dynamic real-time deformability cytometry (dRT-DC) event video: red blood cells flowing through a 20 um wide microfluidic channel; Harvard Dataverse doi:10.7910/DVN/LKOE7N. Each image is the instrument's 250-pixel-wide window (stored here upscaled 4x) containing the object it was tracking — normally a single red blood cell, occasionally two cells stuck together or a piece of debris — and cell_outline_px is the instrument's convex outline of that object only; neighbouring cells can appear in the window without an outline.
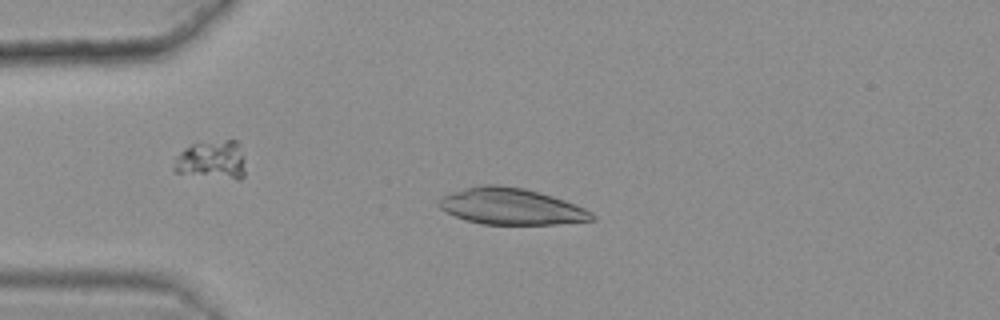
{"species": "common noctule bat (a hibernating species)", "species_latin": "Nyctalus noctula", "temperature_condition": "warm", "stored_images_in_passage": 43, "camera_frame_rate_fps": 3000, "um_per_image_px": 0.085, "animal": {"sex": "female", "body_mass_g": 25.1}, "frame": {"image": 1, "passage_image": 13, "time_ms": 4.0, "image_size_px": [1000, 320], "cell_outline_px": [[596, 220], [556, 224], [480, 224], [464, 220], [440, 208], [436, 204], [444, 196], [452, 192], [480, 184], [496, 184], [524, 188], [540, 192], [576, 204], [592, 212], [596, 216]], "centroid_in_image_um": [43.47, 17.55], "position_along_channel_um": 41.5, "area_um2": 32.48}}
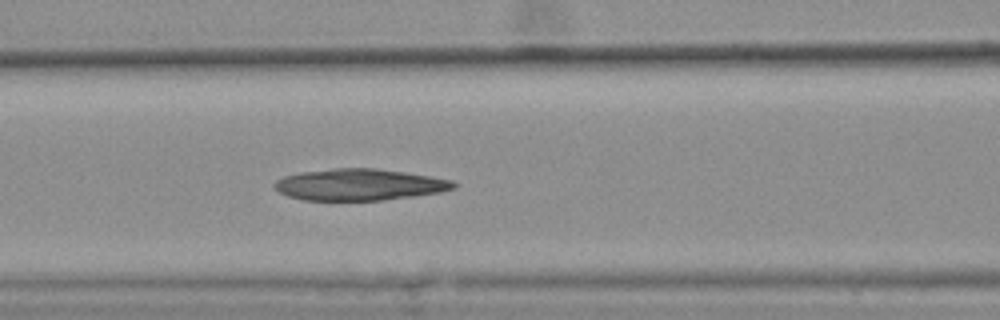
{"frame": {"image": 2, "passage_image": 23, "time_ms": 7.333, "image_size_px": [1000, 320], "cell_outline_px": [[456, 188], [440, 192], [384, 200], [304, 200], [288, 196], [280, 192], [272, 184], [276, 180], [284, 176], [300, 172], [332, 168], [376, 168], [404, 172], [452, 180], [456, 184]], "centroid_in_image_um": [30.52, 15.69], "position_along_channel_um": 136.1, "area_um2": 32.77}}
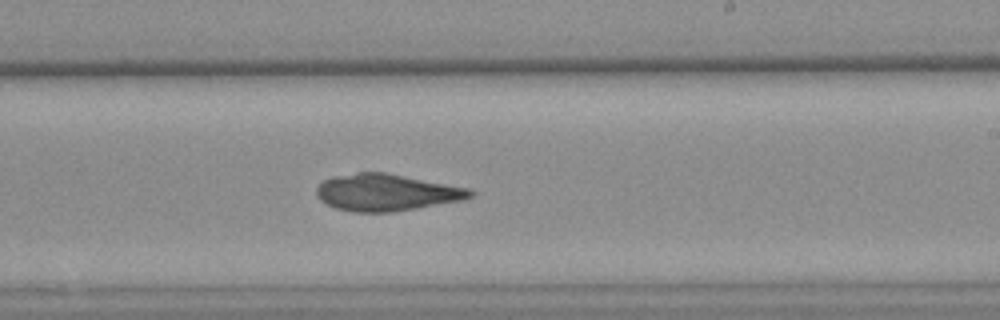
{"frame": {"image": 3, "passage_image": 33, "time_ms": 10.667, "image_size_px": [1000, 320], "cell_outline_px": [[476, 192], [472, 196], [464, 200], [392, 212], [352, 212], [336, 208], [320, 200], [316, 196], [316, 188], [324, 180], [332, 176], [356, 172], [384, 172], [472, 188]], "centroid_in_image_um": [32.87, 16.35], "position_along_channel_um": 256.1, "area_um2": 33.23}}